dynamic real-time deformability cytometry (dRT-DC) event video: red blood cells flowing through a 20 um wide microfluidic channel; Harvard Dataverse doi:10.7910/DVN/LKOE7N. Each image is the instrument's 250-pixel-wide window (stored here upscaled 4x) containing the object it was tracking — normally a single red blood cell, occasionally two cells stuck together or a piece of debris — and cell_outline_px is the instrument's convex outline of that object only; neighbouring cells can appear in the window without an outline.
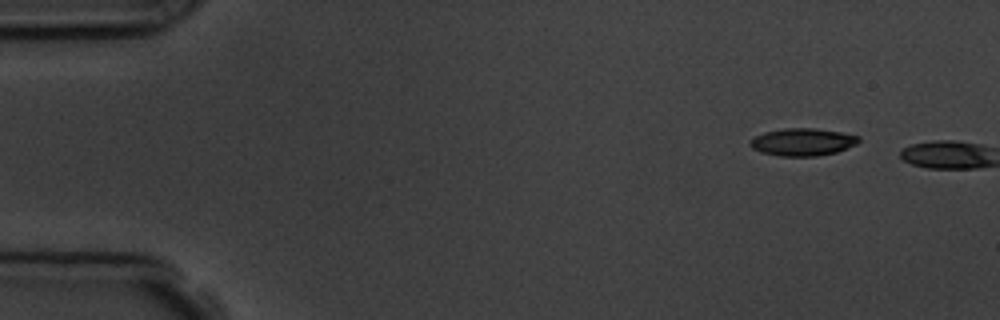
{"species": "common noctule bat (a hibernating species)", "species_latin": "Nyctalus noctula", "temperature_condition": "room temperature", "stored_images_in_passage": 3, "camera_frame_rate_fps": 3000, "um_per_image_px": 0.085, "animal": {"sex": "male", "body_mass_g": 19.5, "forearm_length_mm": 54.6}, "frame": {"image": 1, "passage_image": 2, "time_ms": 1.0, "image_size_px": [1000, 320], "cell_outline_px": [[860, 140], [856, 144], [836, 152], [816, 156], [780, 156], [760, 152], [752, 148], [748, 144], [752, 136], [764, 132], [784, 128], [816, 128], [840, 132], [860, 136]], "centroid_in_image_um": [68.17, 12.06], "position_along_channel_um": 16.8, "area_um2": 17.51}}